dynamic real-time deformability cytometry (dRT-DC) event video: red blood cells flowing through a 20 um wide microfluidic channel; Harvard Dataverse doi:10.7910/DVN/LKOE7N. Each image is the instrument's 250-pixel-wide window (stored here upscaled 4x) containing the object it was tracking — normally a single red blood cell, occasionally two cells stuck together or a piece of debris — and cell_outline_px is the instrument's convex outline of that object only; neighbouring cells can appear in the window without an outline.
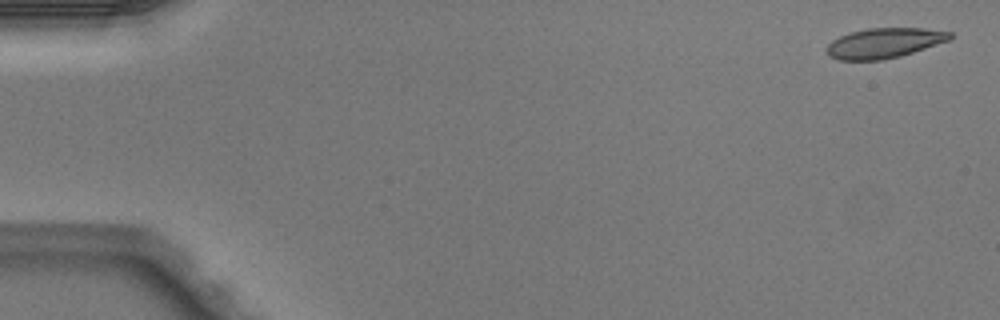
{"species": "Egyptian fruit bat (a non-hibernating species)", "species_latin": "Rousettus aegyptiacus", "temperature_condition": "warm", "stored_images_in_passage": 4, "camera_frame_rate_fps": 3000, "um_per_image_px": 0.085, "animal": {"sex": "male"}, "frame": {"image": 1, "passage_image": 1, "time_ms": 0.0, "image_size_px": [1000, 320], "cell_outline_px": [[952, 40], [900, 56], [880, 60], [840, 60], [828, 56], [824, 52], [824, 48], [832, 40], [840, 36], [852, 32], [868, 28], [924, 28], [952, 32]], "centroid_in_image_um": [75.15, 3.66], "position_along_channel_um": 9.9, "area_um2": 21.79}}
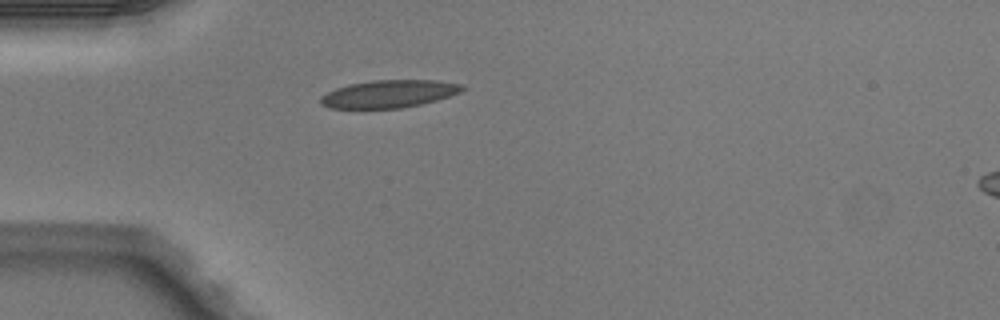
{"frame": {"image": 2, "passage_image": 4, "time_ms": 1.0, "image_size_px": [1000, 320], "cell_outline_px": [[468, 88], [460, 92], [436, 100], [420, 104], [400, 108], [328, 108], [320, 104], [320, 96], [336, 88], [348, 84], [372, 80], [436, 80], [464, 84]], "centroid_in_image_um": [33.07, 7.97], "position_along_channel_um": 51.9, "area_um2": 22.89}}